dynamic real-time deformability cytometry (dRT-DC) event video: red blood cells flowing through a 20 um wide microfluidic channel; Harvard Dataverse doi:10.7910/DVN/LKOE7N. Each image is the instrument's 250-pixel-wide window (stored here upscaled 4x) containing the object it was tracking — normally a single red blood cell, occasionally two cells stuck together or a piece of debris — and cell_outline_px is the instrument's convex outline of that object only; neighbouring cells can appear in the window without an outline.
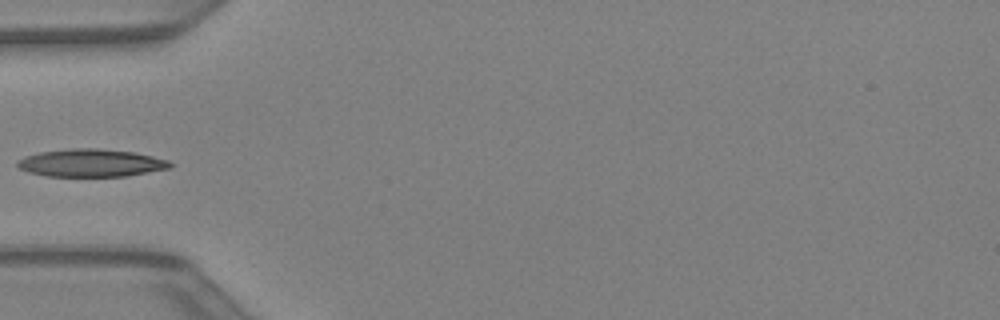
{"species": "Egyptian fruit bat (a non-hibernating species)", "species_latin": "Rousettus aegyptiacus", "temperature_condition": "warm", "stored_images_in_passage": 29, "camera_frame_rate_fps": 3000, "um_per_image_px": 0.085, "animal": {"sex": "female"}, "frame": {"image": 1, "passage_image": 1, "time_ms": 0.0, "image_size_px": [1000, 320], "cell_outline_px": [[172, 168], [128, 176], [44, 176], [28, 172], [16, 168], [16, 160], [24, 156], [40, 152], [72, 148], [96, 148], [136, 152], [168, 160], [172, 164]], "centroid_in_image_um": [7.71, 13.85], "position_along_channel_um": 77.3, "area_um2": 24.97}}
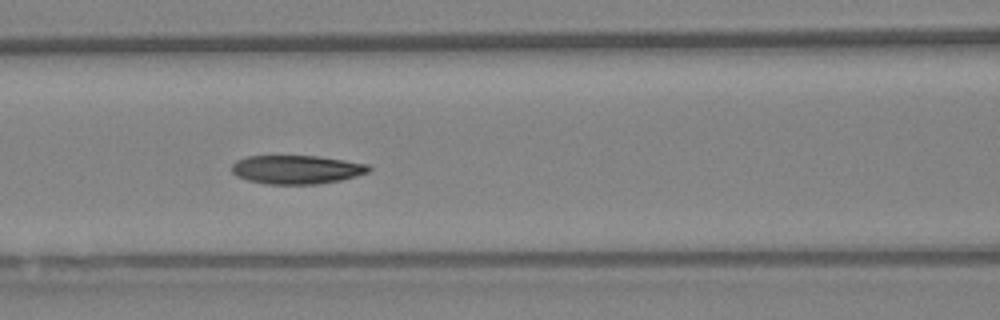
{"frame": {"image": 2, "passage_image": 5, "time_ms": 1.333, "image_size_px": [1000, 320], "cell_outline_px": [[372, 168], [368, 172], [356, 176], [340, 180], [316, 184], [268, 184], [248, 180], [236, 176], [232, 172], [232, 164], [236, 160], [248, 156], [316, 156], [344, 160], [368, 164]], "centroid_in_image_um": [25.2, 14.41], "position_along_channel_um": 141.4, "area_um2": 22.83}}
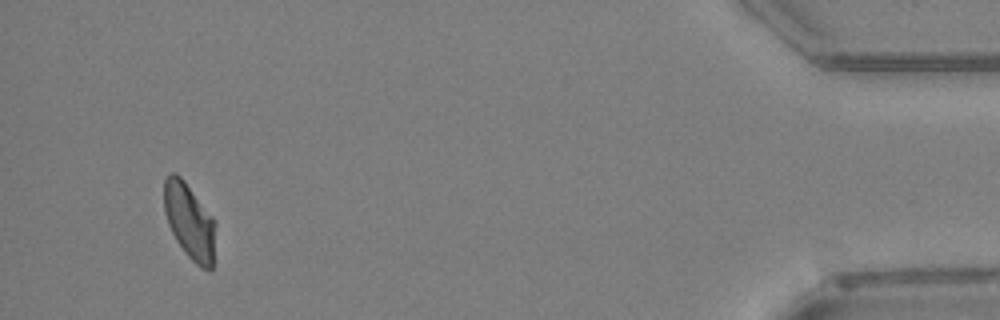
{"frame": {"image": 3, "passage_image": 27, "time_ms": 8.667, "image_size_px": [1000, 320], "cell_outline_px": [[216, 224], [212, 268], [200, 268], [184, 252], [176, 240], [168, 224], [164, 212], [164, 180], [172, 172], [176, 172], [184, 180], [212, 216]], "centroid_in_image_um": [16.1, 18.79], "position_along_channel_um": 419.1, "area_um2": 22.6}}